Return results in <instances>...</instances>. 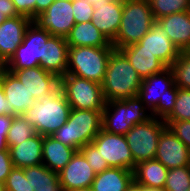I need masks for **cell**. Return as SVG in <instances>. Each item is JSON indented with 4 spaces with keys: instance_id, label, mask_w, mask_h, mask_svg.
<instances>
[{
    "instance_id": "6da1fadb",
    "label": "cell",
    "mask_w": 190,
    "mask_h": 191,
    "mask_svg": "<svg viewBox=\"0 0 190 191\" xmlns=\"http://www.w3.org/2000/svg\"><path fill=\"white\" fill-rule=\"evenodd\" d=\"M142 81L126 56L120 50L114 49L108 59L105 76L101 83L105 101L137 96Z\"/></svg>"
},
{
    "instance_id": "7a4b0ae2",
    "label": "cell",
    "mask_w": 190,
    "mask_h": 191,
    "mask_svg": "<svg viewBox=\"0 0 190 191\" xmlns=\"http://www.w3.org/2000/svg\"><path fill=\"white\" fill-rule=\"evenodd\" d=\"M71 106L59 86L53 93L35 100L34 104L23 114L41 136H51L69 117Z\"/></svg>"
},
{
    "instance_id": "3957f363",
    "label": "cell",
    "mask_w": 190,
    "mask_h": 191,
    "mask_svg": "<svg viewBox=\"0 0 190 191\" xmlns=\"http://www.w3.org/2000/svg\"><path fill=\"white\" fill-rule=\"evenodd\" d=\"M177 94L178 87L174 83L172 70L167 67L143 79L138 97L150 110L151 117L165 120L174 109Z\"/></svg>"
},
{
    "instance_id": "277c9868",
    "label": "cell",
    "mask_w": 190,
    "mask_h": 191,
    "mask_svg": "<svg viewBox=\"0 0 190 191\" xmlns=\"http://www.w3.org/2000/svg\"><path fill=\"white\" fill-rule=\"evenodd\" d=\"M155 22L149 0H124L120 28L112 45L119 50L139 42Z\"/></svg>"
},
{
    "instance_id": "5b68a950",
    "label": "cell",
    "mask_w": 190,
    "mask_h": 191,
    "mask_svg": "<svg viewBox=\"0 0 190 191\" xmlns=\"http://www.w3.org/2000/svg\"><path fill=\"white\" fill-rule=\"evenodd\" d=\"M102 129V111L79 110L71 108L67 122L51 137L61 143L80 150Z\"/></svg>"
},
{
    "instance_id": "8992f818",
    "label": "cell",
    "mask_w": 190,
    "mask_h": 191,
    "mask_svg": "<svg viewBox=\"0 0 190 191\" xmlns=\"http://www.w3.org/2000/svg\"><path fill=\"white\" fill-rule=\"evenodd\" d=\"M146 111L138 95L106 102L102 111V129L112 134L125 135L134 125L151 118Z\"/></svg>"
},
{
    "instance_id": "52a82bcc",
    "label": "cell",
    "mask_w": 190,
    "mask_h": 191,
    "mask_svg": "<svg viewBox=\"0 0 190 191\" xmlns=\"http://www.w3.org/2000/svg\"><path fill=\"white\" fill-rule=\"evenodd\" d=\"M114 47H69L66 74L102 83Z\"/></svg>"
},
{
    "instance_id": "ba28073f",
    "label": "cell",
    "mask_w": 190,
    "mask_h": 191,
    "mask_svg": "<svg viewBox=\"0 0 190 191\" xmlns=\"http://www.w3.org/2000/svg\"><path fill=\"white\" fill-rule=\"evenodd\" d=\"M60 87L71 108L103 111L105 99L101 84L72 74L60 78Z\"/></svg>"
},
{
    "instance_id": "9c48e42d",
    "label": "cell",
    "mask_w": 190,
    "mask_h": 191,
    "mask_svg": "<svg viewBox=\"0 0 190 191\" xmlns=\"http://www.w3.org/2000/svg\"><path fill=\"white\" fill-rule=\"evenodd\" d=\"M52 35L32 22L25 32L22 44L2 66L6 70H21L40 66L43 61L45 43Z\"/></svg>"
},
{
    "instance_id": "30bf717a",
    "label": "cell",
    "mask_w": 190,
    "mask_h": 191,
    "mask_svg": "<svg viewBox=\"0 0 190 191\" xmlns=\"http://www.w3.org/2000/svg\"><path fill=\"white\" fill-rule=\"evenodd\" d=\"M166 127L164 120L151 117L125 134L135 164L155 159L159 137Z\"/></svg>"
},
{
    "instance_id": "8fae6325",
    "label": "cell",
    "mask_w": 190,
    "mask_h": 191,
    "mask_svg": "<svg viewBox=\"0 0 190 191\" xmlns=\"http://www.w3.org/2000/svg\"><path fill=\"white\" fill-rule=\"evenodd\" d=\"M91 143L110 167L134 170L136 164L125 135L112 134L101 129Z\"/></svg>"
},
{
    "instance_id": "7c38bea8",
    "label": "cell",
    "mask_w": 190,
    "mask_h": 191,
    "mask_svg": "<svg viewBox=\"0 0 190 191\" xmlns=\"http://www.w3.org/2000/svg\"><path fill=\"white\" fill-rule=\"evenodd\" d=\"M52 36L66 38L75 23L72 1L55 0L44 12L32 20Z\"/></svg>"
},
{
    "instance_id": "4fadbf2b",
    "label": "cell",
    "mask_w": 190,
    "mask_h": 191,
    "mask_svg": "<svg viewBox=\"0 0 190 191\" xmlns=\"http://www.w3.org/2000/svg\"><path fill=\"white\" fill-rule=\"evenodd\" d=\"M124 0H96L93 2V25L112 43L120 28Z\"/></svg>"
},
{
    "instance_id": "5bb4252c",
    "label": "cell",
    "mask_w": 190,
    "mask_h": 191,
    "mask_svg": "<svg viewBox=\"0 0 190 191\" xmlns=\"http://www.w3.org/2000/svg\"><path fill=\"white\" fill-rule=\"evenodd\" d=\"M96 173L84 155L77 151L58 173L59 185L65 190L90 189Z\"/></svg>"
},
{
    "instance_id": "9a60e30c",
    "label": "cell",
    "mask_w": 190,
    "mask_h": 191,
    "mask_svg": "<svg viewBox=\"0 0 190 191\" xmlns=\"http://www.w3.org/2000/svg\"><path fill=\"white\" fill-rule=\"evenodd\" d=\"M155 159L168 170L188 166L190 165V150L166 127L159 137Z\"/></svg>"
},
{
    "instance_id": "2e32d148",
    "label": "cell",
    "mask_w": 190,
    "mask_h": 191,
    "mask_svg": "<svg viewBox=\"0 0 190 191\" xmlns=\"http://www.w3.org/2000/svg\"><path fill=\"white\" fill-rule=\"evenodd\" d=\"M140 50H146L158 57L167 67H170L180 55V51L168 38V34L156 21L148 33L137 43Z\"/></svg>"
},
{
    "instance_id": "e0dca14e",
    "label": "cell",
    "mask_w": 190,
    "mask_h": 191,
    "mask_svg": "<svg viewBox=\"0 0 190 191\" xmlns=\"http://www.w3.org/2000/svg\"><path fill=\"white\" fill-rule=\"evenodd\" d=\"M26 86L35 100L53 93L60 86V78L40 66L21 70H8Z\"/></svg>"
},
{
    "instance_id": "ac0fdd59",
    "label": "cell",
    "mask_w": 190,
    "mask_h": 191,
    "mask_svg": "<svg viewBox=\"0 0 190 191\" xmlns=\"http://www.w3.org/2000/svg\"><path fill=\"white\" fill-rule=\"evenodd\" d=\"M33 21L23 15L6 18L0 25V66L15 53L25 36L27 27Z\"/></svg>"
},
{
    "instance_id": "d6986e66",
    "label": "cell",
    "mask_w": 190,
    "mask_h": 191,
    "mask_svg": "<svg viewBox=\"0 0 190 191\" xmlns=\"http://www.w3.org/2000/svg\"><path fill=\"white\" fill-rule=\"evenodd\" d=\"M0 81L7 100L11 106V113L23 115L35 102L33 95H30L26 86L10 71L0 66Z\"/></svg>"
},
{
    "instance_id": "ffe728a7",
    "label": "cell",
    "mask_w": 190,
    "mask_h": 191,
    "mask_svg": "<svg viewBox=\"0 0 190 191\" xmlns=\"http://www.w3.org/2000/svg\"><path fill=\"white\" fill-rule=\"evenodd\" d=\"M68 55L69 46L66 38L51 36L45 43L44 57L40 67L61 78L67 71Z\"/></svg>"
},
{
    "instance_id": "44dd1931",
    "label": "cell",
    "mask_w": 190,
    "mask_h": 191,
    "mask_svg": "<svg viewBox=\"0 0 190 191\" xmlns=\"http://www.w3.org/2000/svg\"><path fill=\"white\" fill-rule=\"evenodd\" d=\"M157 22L180 52L190 51V11L170 14Z\"/></svg>"
},
{
    "instance_id": "7402d4cb",
    "label": "cell",
    "mask_w": 190,
    "mask_h": 191,
    "mask_svg": "<svg viewBox=\"0 0 190 191\" xmlns=\"http://www.w3.org/2000/svg\"><path fill=\"white\" fill-rule=\"evenodd\" d=\"M143 79L162 72L167 66L155 55L146 50H140L135 44L119 49Z\"/></svg>"
},
{
    "instance_id": "603a6c76",
    "label": "cell",
    "mask_w": 190,
    "mask_h": 191,
    "mask_svg": "<svg viewBox=\"0 0 190 191\" xmlns=\"http://www.w3.org/2000/svg\"><path fill=\"white\" fill-rule=\"evenodd\" d=\"M42 144L43 136L36 133L21 144L9 147L13 166L24 168L42 164Z\"/></svg>"
},
{
    "instance_id": "cb8c5ba5",
    "label": "cell",
    "mask_w": 190,
    "mask_h": 191,
    "mask_svg": "<svg viewBox=\"0 0 190 191\" xmlns=\"http://www.w3.org/2000/svg\"><path fill=\"white\" fill-rule=\"evenodd\" d=\"M77 151L51 136H43L42 164L51 171L59 173Z\"/></svg>"
},
{
    "instance_id": "d4e9b609",
    "label": "cell",
    "mask_w": 190,
    "mask_h": 191,
    "mask_svg": "<svg viewBox=\"0 0 190 191\" xmlns=\"http://www.w3.org/2000/svg\"><path fill=\"white\" fill-rule=\"evenodd\" d=\"M133 180V171L110 167L96 174L90 191H127Z\"/></svg>"
},
{
    "instance_id": "484cf974",
    "label": "cell",
    "mask_w": 190,
    "mask_h": 191,
    "mask_svg": "<svg viewBox=\"0 0 190 191\" xmlns=\"http://www.w3.org/2000/svg\"><path fill=\"white\" fill-rule=\"evenodd\" d=\"M66 41L69 47H114L91 21L75 24Z\"/></svg>"
},
{
    "instance_id": "4316f807",
    "label": "cell",
    "mask_w": 190,
    "mask_h": 191,
    "mask_svg": "<svg viewBox=\"0 0 190 191\" xmlns=\"http://www.w3.org/2000/svg\"><path fill=\"white\" fill-rule=\"evenodd\" d=\"M168 169L158 160H145L136 164L133 179L142 186L164 188Z\"/></svg>"
},
{
    "instance_id": "83f0119b",
    "label": "cell",
    "mask_w": 190,
    "mask_h": 191,
    "mask_svg": "<svg viewBox=\"0 0 190 191\" xmlns=\"http://www.w3.org/2000/svg\"><path fill=\"white\" fill-rule=\"evenodd\" d=\"M23 170L35 191L44 189L47 186H59L58 173L51 171L44 164L24 167Z\"/></svg>"
},
{
    "instance_id": "f1b7e54d",
    "label": "cell",
    "mask_w": 190,
    "mask_h": 191,
    "mask_svg": "<svg viewBox=\"0 0 190 191\" xmlns=\"http://www.w3.org/2000/svg\"><path fill=\"white\" fill-rule=\"evenodd\" d=\"M35 134L36 130L34 126L23 115H15L8 130L7 145L8 147L19 145Z\"/></svg>"
},
{
    "instance_id": "f546056e",
    "label": "cell",
    "mask_w": 190,
    "mask_h": 191,
    "mask_svg": "<svg viewBox=\"0 0 190 191\" xmlns=\"http://www.w3.org/2000/svg\"><path fill=\"white\" fill-rule=\"evenodd\" d=\"M154 19L170 14L190 11V0H149Z\"/></svg>"
},
{
    "instance_id": "4dcf8cb0",
    "label": "cell",
    "mask_w": 190,
    "mask_h": 191,
    "mask_svg": "<svg viewBox=\"0 0 190 191\" xmlns=\"http://www.w3.org/2000/svg\"><path fill=\"white\" fill-rule=\"evenodd\" d=\"M170 68L175 85L178 88L190 90V51L180 52V55Z\"/></svg>"
},
{
    "instance_id": "1f68e13d",
    "label": "cell",
    "mask_w": 190,
    "mask_h": 191,
    "mask_svg": "<svg viewBox=\"0 0 190 191\" xmlns=\"http://www.w3.org/2000/svg\"><path fill=\"white\" fill-rule=\"evenodd\" d=\"M190 188V165L169 169L165 191H188Z\"/></svg>"
},
{
    "instance_id": "d6a6232c",
    "label": "cell",
    "mask_w": 190,
    "mask_h": 191,
    "mask_svg": "<svg viewBox=\"0 0 190 191\" xmlns=\"http://www.w3.org/2000/svg\"><path fill=\"white\" fill-rule=\"evenodd\" d=\"M190 120V90L178 88L172 113L164 121Z\"/></svg>"
},
{
    "instance_id": "836d02e7",
    "label": "cell",
    "mask_w": 190,
    "mask_h": 191,
    "mask_svg": "<svg viewBox=\"0 0 190 191\" xmlns=\"http://www.w3.org/2000/svg\"><path fill=\"white\" fill-rule=\"evenodd\" d=\"M6 191H35L25 176L23 168L14 167L5 182Z\"/></svg>"
},
{
    "instance_id": "e575fe53",
    "label": "cell",
    "mask_w": 190,
    "mask_h": 191,
    "mask_svg": "<svg viewBox=\"0 0 190 191\" xmlns=\"http://www.w3.org/2000/svg\"><path fill=\"white\" fill-rule=\"evenodd\" d=\"M79 151L84 155L88 164L93 168L96 174L110 168L107 161L102 158L100 152L92 143H88L81 147Z\"/></svg>"
},
{
    "instance_id": "d590c367",
    "label": "cell",
    "mask_w": 190,
    "mask_h": 191,
    "mask_svg": "<svg viewBox=\"0 0 190 191\" xmlns=\"http://www.w3.org/2000/svg\"><path fill=\"white\" fill-rule=\"evenodd\" d=\"M75 23H86L92 20L93 5L88 0H72Z\"/></svg>"
},
{
    "instance_id": "8d00e7d4",
    "label": "cell",
    "mask_w": 190,
    "mask_h": 191,
    "mask_svg": "<svg viewBox=\"0 0 190 191\" xmlns=\"http://www.w3.org/2000/svg\"><path fill=\"white\" fill-rule=\"evenodd\" d=\"M166 126L186 145L190 150V120L164 121Z\"/></svg>"
},
{
    "instance_id": "74e56055",
    "label": "cell",
    "mask_w": 190,
    "mask_h": 191,
    "mask_svg": "<svg viewBox=\"0 0 190 191\" xmlns=\"http://www.w3.org/2000/svg\"><path fill=\"white\" fill-rule=\"evenodd\" d=\"M17 12L33 20L36 17V0H12Z\"/></svg>"
},
{
    "instance_id": "f35d334b",
    "label": "cell",
    "mask_w": 190,
    "mask_h": 191,
    "mask_svg": "<svg viewBox=\"0 0 190 191\" xmlns=\"http://www.w3.org/2000/svg\"><path fill=\"white\" fill-rule=\"evenodd\" d=\"M14 115L0 116V151L9 150L7 145L8 130L12 124Z\"/></svg>"
},
{
    "instance_id": "ab89813d",
    "label": "cell",
    "mask_w": 190,
    "mask_h": 191,
    "mask_svg": "<svg viewBox=\"0 0 190 191\" xmlns=\"http://www.w3.org/2000/svg\"><path fill=\"white\" fill-rule=\"evenodd\" d=\"M13 168L9 150L0 151V181L6 182Z\"/></svg>"
},
{
    "instance_id": "60d3db41",
    "label": "cell",
    "mask_w": 190,
    "mask_h": 191,
    "mask_svg": "<svg viewBox=\"0 0 190 191\" xmlns=\"http://www.w3.org/2000/svg\"><path fill=\"white\" fill-rule=\"evenodd\" d=\"M0 14L5 18L20 16L12 0H0Z\"/></svg>"
},
{
    "instance_id": "b9f144b4",
    "label": "cell",
    "mask_w": 190,
    "mask_h": 191,
    "mask_svg": "<svg viewBox=\"0 0 190 191\" xmlns=\"http://www.w3.org/2000/svg\"><path fill=\"white\" fill-rule=\"evenodd\" d=\"M1 115H13V114L11 113V106L7 105V100L4 95L2 84L0 81V116Z\"/></svg>"
},
{
    "instance_id": "7bdbcfd3",
    "label": "cell",
    "mask_w": 190,
    "mask_h": 191,
    "mask_svg": "<svg viewBox=\"0 0 190 191\" xmlns=\"http://www.w3.org/2000/svg\"><path fill=\"white\" fill-rule=\"evenodd\" d=\"M55 0H36V16L44 12Z\"/></svg>"
},
{
    "instance_id": "ee69618b",
    "label": "cell",
    "mask_w": 190,
    "mask_h": 191,
    "mask_svg": "<svg viewBox=\"0 0 190 191\" xmlns=\"http://www.w3.org/2000/svg\"><path fill=\"white\" fill-rule=\"evenodd\" d=\"M127 191H145V186H142L133 180L128 186Z\"/></svg>"
},
{
    "instance_id": "f6af8a7d",
    "label": "cell",
    "mask_w": 190,
    "mask_h": 191,
    "mask_svg": "<svg viewBox=\"0 0 190 191\" xmlns=\"http://www.w3.org/2000/svg\"><path fill=\"white\" fill-rule=\"evenodd\" d=\"M37 191H65L60 185L59 186H47L44 189H38Z\"/></svg>"
},
{
    "instance_id": "bcb514c9",
    "label": "cell",
    "mask_w": 190,
    "mask_h": 191,
    "mask_svg": "<svg viewBox=\"0 0 190 191\" xmlns=\"http://www.w3.org/2000/svg\"><path fill=\"white\" fill-rule=\"evenodd\" d=\"M145 191H165V189L145 186Z\"/></svg>"
},
{
    "instance_id": "7dc6e473",
    "label": "cell",
    "mask_w": 190,
    "mask_h": 191,
    "mask_svg": "<svg viewBox=\"0 0 190 191\" xmlns=\"http://www.w3.org/2000/svg\"><path fill=\"white\" fill-rule=\"evenodd\" d=\"M0 191H6L5 182L0 181Z\"/></svg>"
},
{
    "instance_id": "c3c4849f",
    "label": "cell",
    "mask_w": 190,
    "mask_h": 191,
    "mask_svg": "<svg viewBox=\"0 0 190 191\" xmlns=\"http://www.w3.org/2000/svg\"><path fill=\"white\" fill-rule=\"evenodd\" d=\"M5 17L2 15V14H0V25H2V23L5 21Z\"/></svg>"
},
{
    "instance_id": "681fc988",
    "label": "cell",
    "mask_w": 190,
    "mask_h": 191,
    "mask_svg": "<svg viewBox=\"0 0 190 191\" xmlns=\"http://www.w3.org/2000/svg\"><path fill=\"white\" fill-rule=\"evenodd\" d=\"M67 191H90V189H75V190H67Z\"/></svg>"
},
{
    "instance_id": "f907efd6",
    "label": "cell",
    "mask_w": 190,
    "mask_h": 191,
    "mask_svg": "<svg viewBox=\"0 0 190 191\" xmlns=\"http://www.w3.org/2000/svg\"><path fill=\"white\" fill-rule=\"evenodd\" d=\"M88 1H89L91 4H93V2L96 1V0H88Z\"/></svg>"
}]
</instances>
